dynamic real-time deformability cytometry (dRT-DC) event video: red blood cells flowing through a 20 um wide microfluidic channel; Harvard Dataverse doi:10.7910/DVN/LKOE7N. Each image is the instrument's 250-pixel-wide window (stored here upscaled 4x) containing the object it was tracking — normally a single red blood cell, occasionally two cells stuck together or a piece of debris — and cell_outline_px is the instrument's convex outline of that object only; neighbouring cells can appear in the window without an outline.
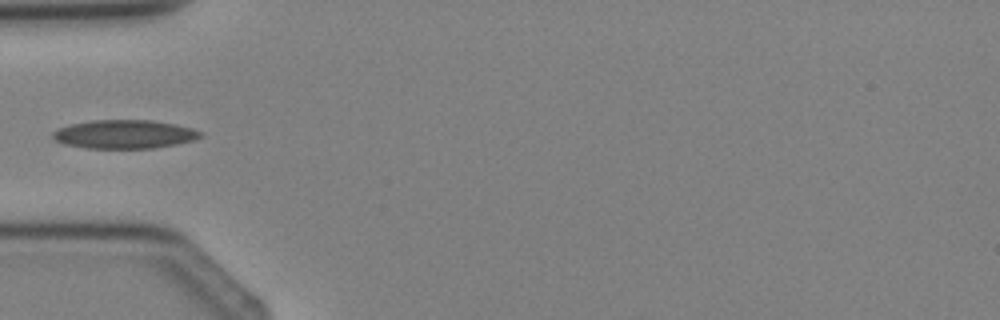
{"species": "Egyptian fruit bat (a non-hibernating species)", "species_latin": "Rousettus aegyptiacus", "temperature_condition": "cold", "stored_images_in_passage": 3, "camera_frame_rate_fps": 3000, "um_per_image_px": 0.085, "animal": {"sex": "female"}, "frame": {"image": 1, "passage_image": 3, "time_ms": 3.333, "image_size_px": [1000, 320], "cell_outline_px": [[204, 136], [192, 140], [176, 144], [152, 148], [84, 148], [64, 144], [52, 140], [52, 132], [56, 128], [72, 124], [92, 120], [152, 120], [176, 124], [192, 128], [204, 132]], "centroid_in_image_um": [10.56, 11.41], "position_along_channel_um": 74.4, "area_um2": 24.85}}